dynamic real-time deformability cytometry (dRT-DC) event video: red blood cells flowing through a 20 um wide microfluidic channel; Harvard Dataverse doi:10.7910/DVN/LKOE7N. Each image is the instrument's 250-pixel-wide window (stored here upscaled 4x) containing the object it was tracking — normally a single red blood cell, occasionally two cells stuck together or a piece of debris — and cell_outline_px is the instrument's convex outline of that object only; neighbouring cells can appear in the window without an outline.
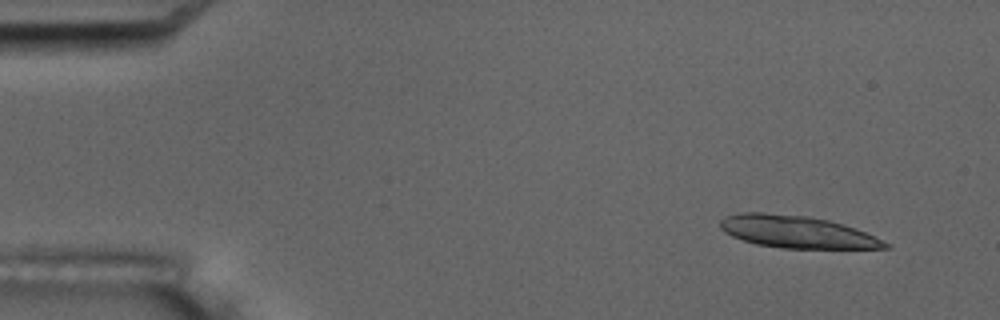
{"species": "common noctule bat (a hibernating species)", "species_latin": "Nyctalus noctula", "temperature_condition": "room temperature", "stored_images_in_passage": 4, "camera_frame_rate_fps": 3000, "um_per_image_px": 0.085, "animal": {"sex": "male", "body_mass_g": 17.5, "forearm_length_mm": 52.3}, "frame": {"image": 1, "passage_image": 1, "time_ms": 0.0, "image_size_px": [1000, 320], "cell_outline_px": [[892, 244], [888, 248], [784, 248], [756, 244], [732, 236], [724, 232], [720, 228], [720, 220], [728, 216], [740, 212], [764, 212], [808, 216], [828, 220], [856, 228]], "centroid_in_image_um": [67.73, 19.7], "position_along_channel_um": 17.3, "area_um2": 30.87}}